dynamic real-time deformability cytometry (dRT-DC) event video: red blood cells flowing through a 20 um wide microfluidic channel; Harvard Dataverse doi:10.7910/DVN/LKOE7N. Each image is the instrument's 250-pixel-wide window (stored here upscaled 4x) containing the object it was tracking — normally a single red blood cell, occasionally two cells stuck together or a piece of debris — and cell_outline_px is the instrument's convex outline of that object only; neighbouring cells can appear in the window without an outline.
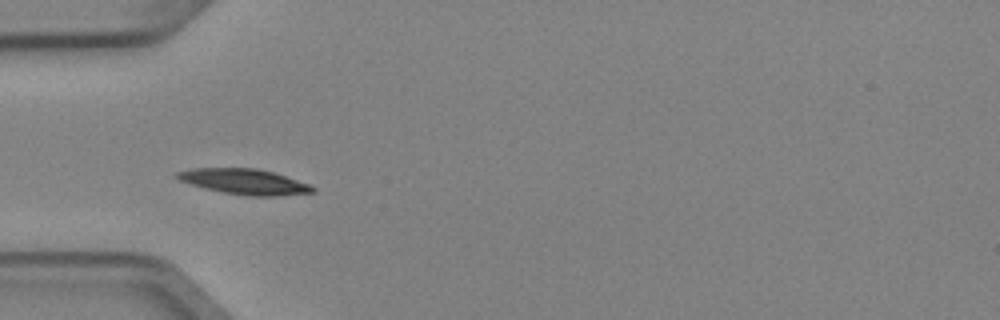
{"species": "Egyptian fruit bat (a non-hibernating species)", "species_latin": "Rousettus aegyptiacus", "temperature_condition": "cold", "stored_images_in_passage": 5, "camera_frame_rate_fps": 3000, "um_per_image_px": 0.085, "animal": {"sex": "female"}, "frame": {"image": 1, "passage_image": 4, "time_ms": 1.0, "image_size_px": [1000, 320], "cell_outline_px": [[316, 192], [276, 196], [248, 196], [224, 192], [204, 188], [180, 180], [172, 176], [176, 172], [192, 168], [256, 168], [272, 172], [308, 184], [316, 188]], "centroid_in_image_um": [20.74, 15.44], "position_along_channel_um": 64.3, "area_um2": 19.94}}
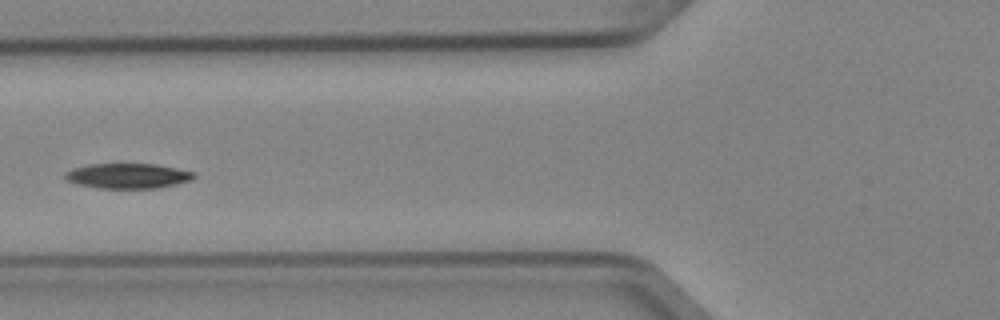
{"frame": {"image": 2, "passage_image": 5, "time_ms": 1.333, "image_size_px": [1000, 320], "cell_outline_px": [[196, 176], [192, 180], [176, 184], [156, 188], [96, 188], [76, 184], [64, 180], [64, 172], [72, 168], [88, 164], [156, 164], [196, 172]], "centroid_in_image_um": [10.83, 14.95], "position_along_channel_um": 115.0, "area_um2": 19.07}}